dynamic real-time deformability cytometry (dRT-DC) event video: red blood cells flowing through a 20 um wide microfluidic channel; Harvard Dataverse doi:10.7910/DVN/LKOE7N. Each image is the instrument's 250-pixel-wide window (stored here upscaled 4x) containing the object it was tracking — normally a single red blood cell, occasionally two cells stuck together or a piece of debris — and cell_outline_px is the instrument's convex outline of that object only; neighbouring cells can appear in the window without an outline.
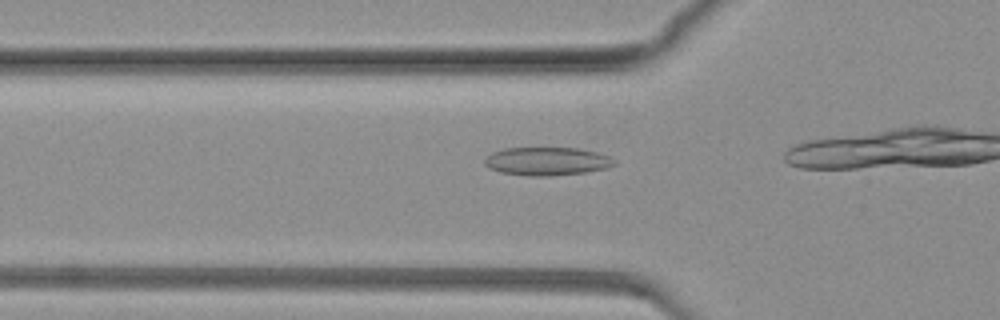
{"species": "common noctule bat (a hibernating species)", "species_latin": "Nyctalus noctula", "temperature_condition": "warm", "stored_images_in_passage": 10, "camera_frame_rate_fps": 3000, "um_per_image_px": 0.085, "animal": {"sex": "female", "body_mass_g": 19.3, "forearm_length_mm": 54.1}, "frame": {"image": 1, "passage_image": 4, "time_ms": 1.0, "image_size_px": [1000, 320], "cell_outline_px": [[616, 164], [608, 168], [584, 172], [548, 176], [532, 176], [500, 172], [488, 168], [484, 164], [484, 160], [492, 152], [504, 148], [580, 148], [612, 156], [616, 160]], "centroid_in_image_um": [46.52, 13.7], "position_along_channel_um": 79.3, "area_um2": 21.44}}